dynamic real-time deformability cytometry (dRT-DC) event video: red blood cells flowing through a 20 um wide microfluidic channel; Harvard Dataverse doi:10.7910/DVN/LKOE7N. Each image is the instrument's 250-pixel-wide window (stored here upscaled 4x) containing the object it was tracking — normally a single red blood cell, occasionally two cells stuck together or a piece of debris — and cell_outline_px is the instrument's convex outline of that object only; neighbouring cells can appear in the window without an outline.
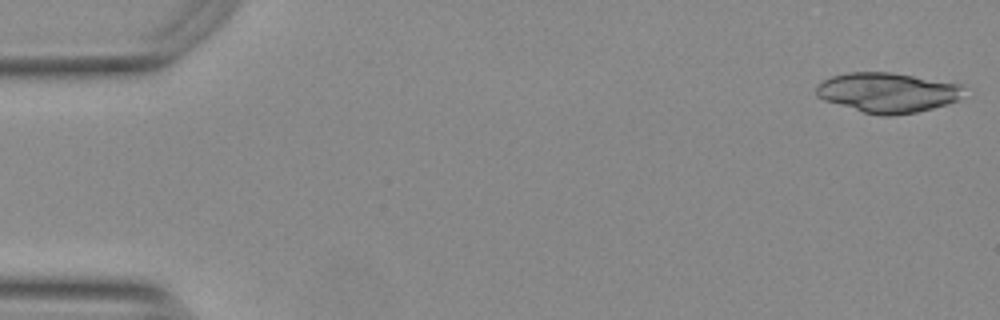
{"species": "Egyptian fruit bat (a non-hibernating species)", "species_latin": "Rousettus aegyptiacus", "temperature_condition": "warm", "stored_images_in_passage": 53, "camera_frame_rate_fps": 3000, "um_per_image_px": 0.085, "animal": {"sex": "female"}, "frame": {"image": 1, "passage_image": 1, "time_ms": 0.0, "image_size_px": [1000, 320], "cell_outline_px": [[964, 84], [960, 100], [932, 108], [916, 112], [888, 116], [884, 116], [864, 112], [824, 100], [816, 96], [816, 84], [832, 76], [848, 72], [892, 72]], "centroid_in_image_um": [75.45, 7.85], "position_along_channel_um": 9.5, "area_um2": 34.33}}